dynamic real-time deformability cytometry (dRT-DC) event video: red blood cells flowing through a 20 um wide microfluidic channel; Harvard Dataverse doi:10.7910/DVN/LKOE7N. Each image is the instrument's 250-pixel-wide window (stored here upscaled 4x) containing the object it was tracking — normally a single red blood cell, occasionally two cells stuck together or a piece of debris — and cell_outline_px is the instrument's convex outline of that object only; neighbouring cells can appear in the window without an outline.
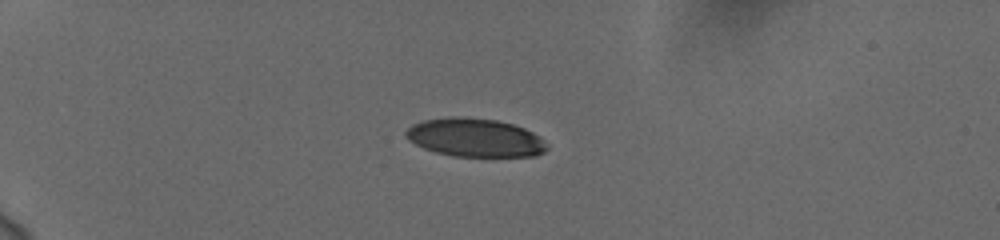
{"species": "human", "species_latin": "Homo sapiens", "temperature_condition": "cold", "stored_images_in_passage": 42, "camera_frame_rate_fps": 3000, "um_per_image_px": 0.085, "donor": {"sex": "female"}, "frame": {"image": 1, "passage_image": 1, "time_ms": 0.0, "image_size_px": [1000, 240], "cell_outline_px": [[548, 148], [544, 152], [536, 156], [452, 156], [436, 152], [424, 148], [408, 140], [404, 136], [404, 132], [412, 124], [424, 120], [448, 116], [464, 116], [496, 120], [512, 124], [524, 128], [540, 136], [548, 144]], "centroid_in_image_um": [40.37, 11.69], "position_along_channel_um": 44.6, "area_um2": 31.85}}
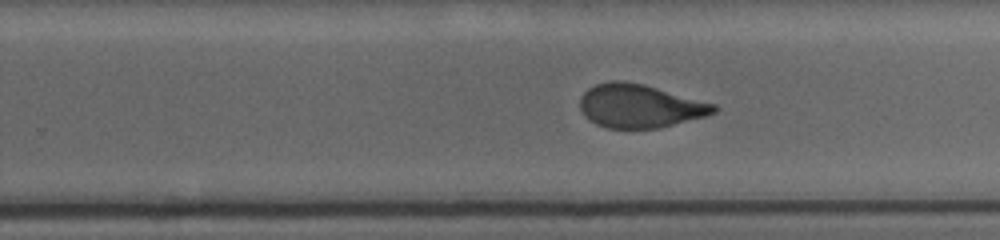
{"frame": {"image": 2, "passage_image": 24, "time_ms": 7.667, "image_size_px": [1000, 240], "cell_outline_px": [[716, 112], [704, 116], [660, 128], [608, 128], [596, 124], [588, 120], [584, 116], [580, 108], [580, 96], [588, 88], [596, 84], [608, 80], [620, 80], [644, 84], [716, 104]], "centroid_in_image_um": [54.34, 9.0], "position_along_channel_um": 275.5, "area_um2": 33.93}}
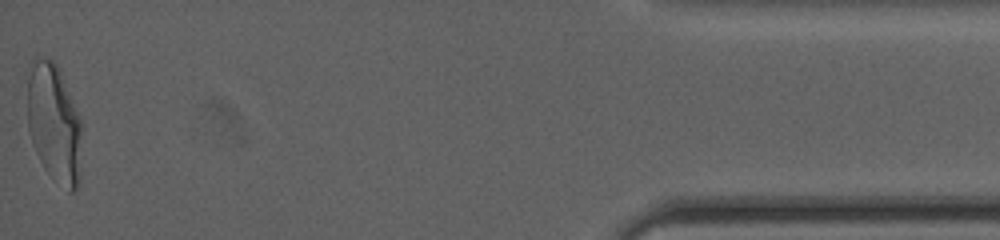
{"frame": {"image": 3, "passage_image": 42, "time_ms": 13.667, "image_size_px": [1000, 240], "cell_outline_px": [[80, 180], [76, 188], [72, 192], [68, 192], [44, 168], [32, 144], [28, 128], [28, 80], [32, 56], [36, 56], [52, 60], [60, 68], [80, 116]], "centroid_in_image_um": [4.6, 10.43], "position_along_channel_um": 430.6, "area_um2": 37.74}, "authors_computed_cell_mechanics": {"area_um2": 34.8245, "velocity_mm_per_s": 3.7444, "shape_relaxation_time_tau1_ms": 5.9226, "shape_relaxation_time_tau2_ms": 0.9808, "deformation_change_tau1": 0.2122, "deformation_change_tau2": 0.079}}